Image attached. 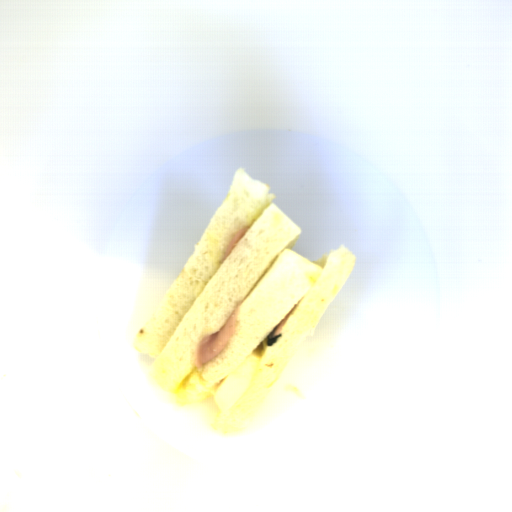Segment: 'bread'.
<instances>
[{
  "label": "bread",
  "mask_w": 512,
  "mask_h": 512,
  "mask_svg": "<svg viewBox=\"0 0 512 512\" xmlns=\"http://www.w3.org/2000/svg\"><path fill=\"white\" fill-rule=\"evenodd\" d=\"M270 190L236 169L200 241L131 342L153 359L146 368L160 389L186 406L213 397L262 344L249 389L226 412L216 403L210 423L212 431L240 438L356 265V256L343 244L317 261L292 250L302 230L274 203ZM243 227H249L245 236L223 262L227 245ZM238 304L237 328L226 348L198 368L175 396L196 366L200 339L219 331ZM294 305L285 327L269 338Z\"/></svg>",
  "instance_id": "bread-1"
}]
</instances>
